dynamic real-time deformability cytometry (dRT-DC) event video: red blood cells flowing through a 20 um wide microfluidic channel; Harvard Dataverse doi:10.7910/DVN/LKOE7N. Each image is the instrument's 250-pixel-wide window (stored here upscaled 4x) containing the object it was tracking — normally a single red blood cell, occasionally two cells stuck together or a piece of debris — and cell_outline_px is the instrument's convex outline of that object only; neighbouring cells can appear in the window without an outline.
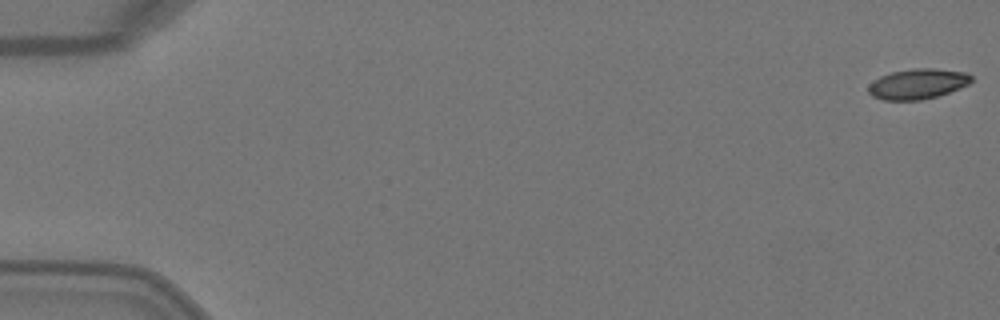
{"species": "Egyptian fruit bat (a non-hibernating species)", "species_latin": "Rousettus aegyptiacus", "temperature_condition": "warm", "stored_images_in_passage": 4, "camera_frame_rate_fps": 3000, "um_per_image_px": 0.085, "animal": {"sex": "female"}, "frame": {"image": 1, "passage_image": 1, "time_ms": 0.0, "image_size_px": [1000, 320], "cell_outline_px": [[972, 80], [968, 84], [948, 92], [936, 96], [920, 100], [884, 100], [872, 96], [868, 92], [868, 84], [872, 80], [880, 76], [892, 72], [912, 68], [936, 68], [968, 72], [972, 76]], "centroid_in_image_um": [77.98, 7.11], "position_along_channel_um": 7.0, "area_um2": 18.26}}
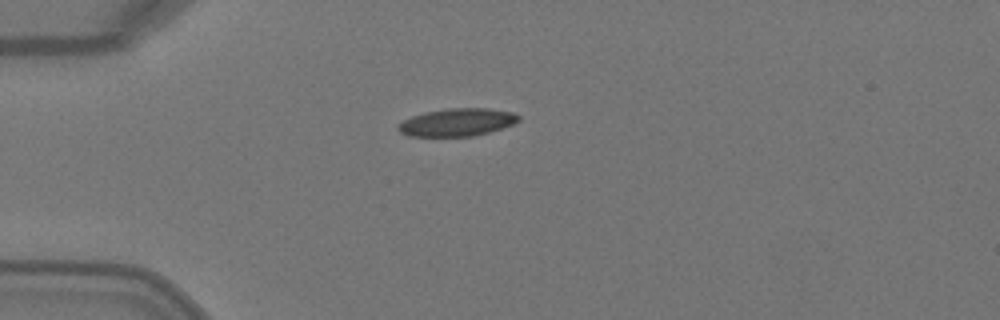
{"frame": {"image": 2, "passage_image": 4, "time_ms": 1.0, "image_size_px": [1000, 320], "cell_outline_px": [[520, 120], [512, 124], [488, 132], [472, 136], [408, 136], [400, 132], [396, 128], [396, 124], [412, 116], [424, 112], [448, 108], [488, 108], [512, 112], [520, 116]], "centroid_in_image_um": [38.81, 10.39], "position_along_channel_um": 46.2, "area_um2": 19.42}}